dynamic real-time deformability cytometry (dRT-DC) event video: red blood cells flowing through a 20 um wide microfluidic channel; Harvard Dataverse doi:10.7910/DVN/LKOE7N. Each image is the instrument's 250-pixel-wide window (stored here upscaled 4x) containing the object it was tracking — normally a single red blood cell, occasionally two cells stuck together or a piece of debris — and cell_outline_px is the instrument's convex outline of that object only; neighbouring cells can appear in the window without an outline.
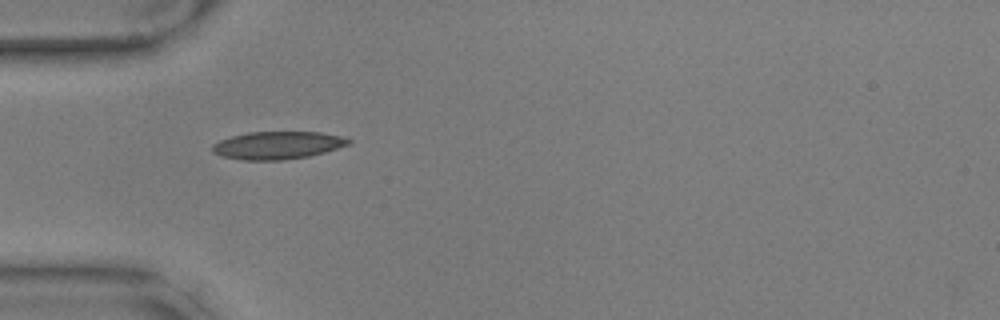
{"species": "common noctule bat (a hibernating species)", "species_latin": "Nyctalus noctula", "temperature_condition": "warm", "stored_images_in_passage": 40, "camera_frame_rate_fps": 3000, "um_per_image_px": 0.085, "animal": {"sex": "male", "body_mass_g": 17.9, "forearm_length_mm": 54.2}, "frame": {"image": 1, "passage_image": 1, "time_ms": 0.0, "image_size_px": [1000, 320], "cell_outline_px": [[352, 144], [324, 152], [308, 156], [280, 160], [240, 160], [220, 156], [212, 152], [212, 144], [220, 140], [232, 136], [248, 132], [320, 132], [340, 136], [352, 140]], "centroid_in_image_um": [23.58, 12.35], "position_along_channel_um": 61.4, "area_um2": 22.02}}
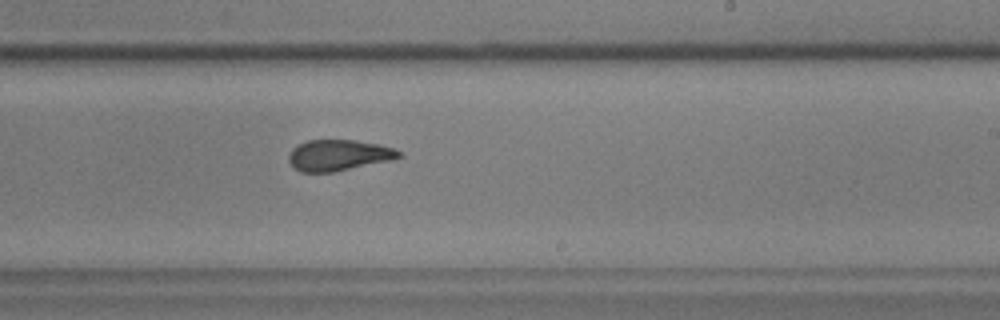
{"frame": {"image": 2, "passage_image": 18, "time_ms": 5.667, "image_size_px": [1000, 320], "cell_outline_px": [[400, 156], [392, 160], [332, 172], [300, 172], [288, 160], [288, 156], [292, 148], [308, 140], [356, 140], [380, 144], [392, 148], [400, 152]], "centroid_in_image_um": [28.77, 13.19], "position_along_channel_um": 260.2, "area_um2": 19.71}, "authors_computed_cell_mechanics": {"area_um2": 20.7502, "velocity_mm_per_s": 3.5441, "shape_relaxation_time_tau1_ms": 8.304, "shape_relaxation_time_tau2_ms": 1.3435, "deformation_change_tau1": 0.2048, "deformation_change_tau2": 0.0752}}